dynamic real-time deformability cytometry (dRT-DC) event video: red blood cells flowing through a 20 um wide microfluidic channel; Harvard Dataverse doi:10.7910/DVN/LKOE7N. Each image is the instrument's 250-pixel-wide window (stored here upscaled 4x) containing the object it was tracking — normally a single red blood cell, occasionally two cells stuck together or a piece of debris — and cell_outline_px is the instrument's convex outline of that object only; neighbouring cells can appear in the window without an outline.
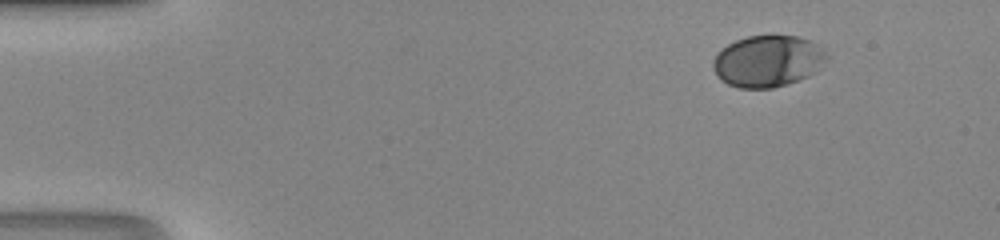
{"species": "human", "species_latin": "Homo sapiens", "temperature_condition": "room temperature", "stored_images_in_passage": 43, "camera_frame_rate_fps": 3000, "um_per_image_px": 0.085, "donor": {"sex": "male"}, "frame": {"image": 1, "passage_image": 1, "time_ms": 0.0, "image_size_px": [1000, 240], "cell_outline_px": [[828, 56], [816, 72], [808, 76], [772, 88], [740, 88], [728, 84], [720, 80], [716, 76], [712, 68], [712, 60], [728, 44], [736, 40], [748, 36], [796, 36], [820, 44]], "centroid_in_image_um": [65.25, 5.2], "position_along_channel_um": 19.8, "area_um2": 33.99}}
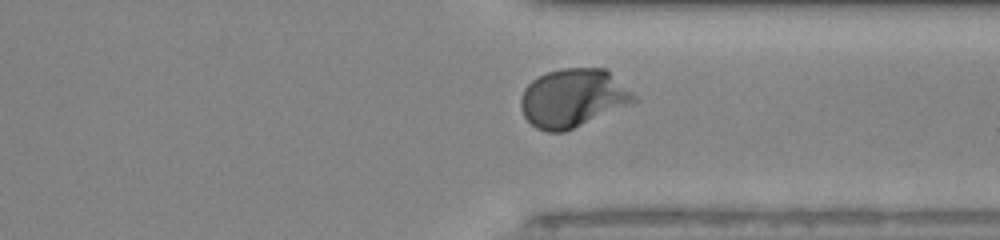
{"frame": {"image": 2, "passage_image": 32, "time_ms": 10.333, "image_size_px": [1000, 240], "cell_outline_px": [[636, 100], [632, 104], [564, 132], [548, 132], [536, 128], [524, 116], [520, 108], [520, 100], [524, 88], [532, 80], [548, 72], [560, 68], [608, 68], [636, 96]], "centroid_in_image_um": [48.71, 8.32], "position_along_channel_um": 362.7, "area_um2": 38.67}}
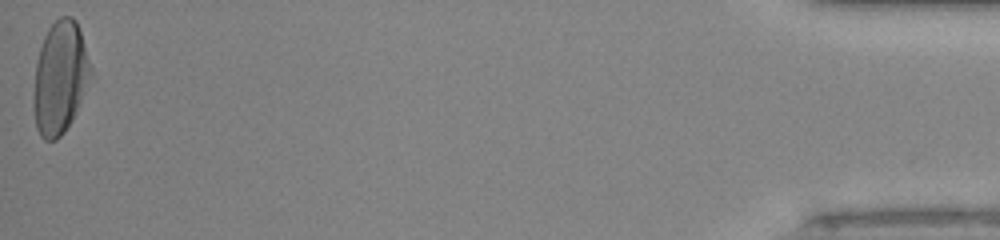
{"frame": {"image": 3, "passage_image": 43, "time_ms": 14.0, "image_size_px": [1000, 240], "cell_outline_px": [[92, 76], [76, 112], [72, 120], [64, 132], [56, 140], [44, 140], [40, 136], [36, 128], [32, 108], [32, 100], [36, 60], [44, 36], [48, 28], [60, 16], [72, 16], [76, 20], [80, 28], [92, 68]], "centroid_in_image_um": [5.09, 6.6], "position_along_channel_um": 430.1, "area_um2": 38.03}}